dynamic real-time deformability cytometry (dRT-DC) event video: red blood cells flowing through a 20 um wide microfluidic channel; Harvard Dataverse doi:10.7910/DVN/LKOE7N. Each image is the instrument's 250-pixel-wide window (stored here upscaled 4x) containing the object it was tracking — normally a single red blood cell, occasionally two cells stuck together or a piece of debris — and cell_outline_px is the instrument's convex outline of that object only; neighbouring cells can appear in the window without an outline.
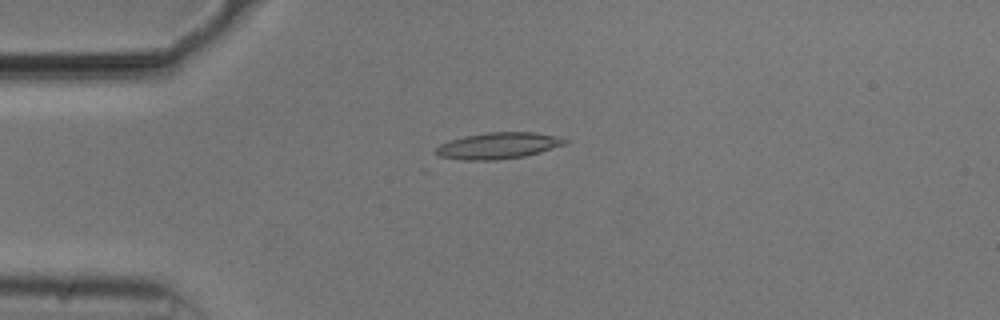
{"species": "common noctule bat (a hibernating species)", "species_latin": "Nyctalus noctula", "temperature_condition": "cold", "stored_images_in_passage": 19, "camera_frame_rate_fps": 3000, "um_per_image_px": 0.085, "animal": {"sex": "male", "body_mass_g": 20.5, "forearm_length_mm": 52.5}, "frame": {"image": 1, "passage_image": 12, "time_ms": 3.667, "image_size_px": [1000, 320], "cell_outline_px": [[572, 140], [568, 144], [540, 152], [524, 156], [496, 160], [464, 160], [440, 156], [432, 152], [440, 144], [464, 136], [488, 132], [536, 132], [556, 136]], "centroid_in_image_um": [42.4, 12.38], "position_along_channel_um": 42.6, "area_um2": 19.94}}
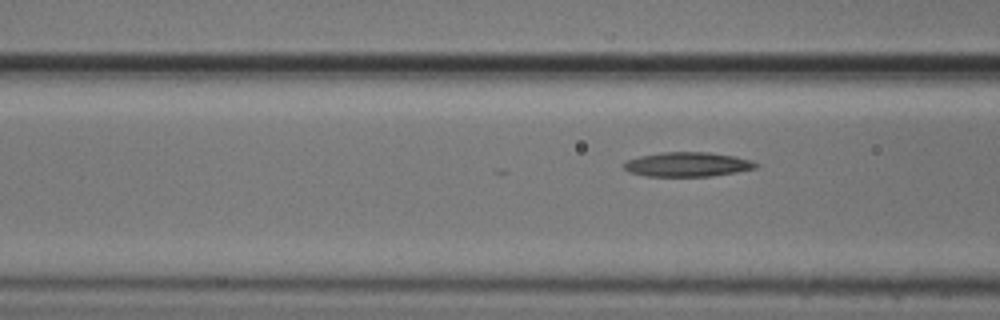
{"frame": {"image": 2, "passage_image": 19, "time_ms": 6.0, "image_size_px": [1000, 320], "cell_outline_px": [[760, 164], [756, 168], [736, 172], [712, 176], [644, 176], [628, 172], [624, 168], [624, 164], [628, 160], [640, 156], [660, 152], [708, 152], [736, 156], [752, 160]], "centroid_in_image_um": [58.46, 13.97], "position_along_channel_um": 108.1, "area_um2": 18.9}}